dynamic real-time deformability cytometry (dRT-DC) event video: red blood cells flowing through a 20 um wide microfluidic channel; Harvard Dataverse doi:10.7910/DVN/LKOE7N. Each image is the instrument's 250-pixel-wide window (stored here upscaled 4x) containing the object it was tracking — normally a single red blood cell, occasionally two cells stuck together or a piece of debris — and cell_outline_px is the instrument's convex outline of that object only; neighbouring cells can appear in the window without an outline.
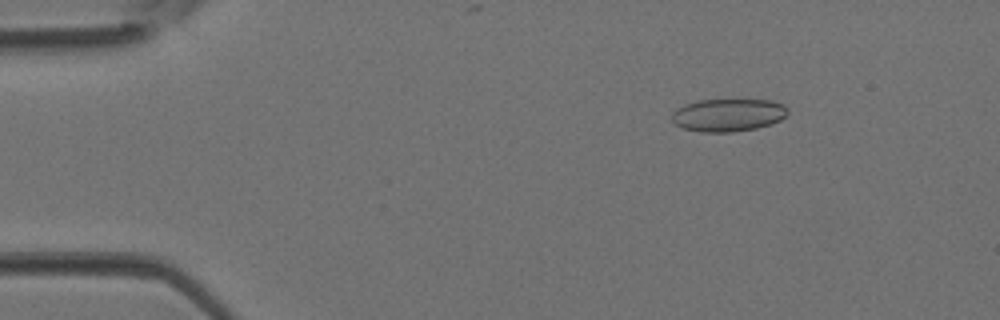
{"species": "Egyptian fruit bat (a non-hibernating species)", "species_latin": "Rousettus aegyptiacus", "temperature_condition": "room temperature", "stored_images_in_passage": 4, "camera_frame_rate_fps": 3000, "um_per_image_px": 0.085, "animal": {"sex": "female"}, "frame": {"image": 1, "passage_image": 2, "time_ms": 0.333, "image_size_px": [1000, 320], "cell_outline_px": [[788, 112], [780, 120], [772, 124], [756, 128], [732, 132], [700, 132], [684, 128], [676, 124], [672, 120], [672, 112], [676, 108], [684, 104], [700, 100], [772, 100], [784, 104], [788, 108]], "centroid_in_image_um": [61.9, 9.77], "position_along_channel_um": 23.1, "area_um2": 22.2}}
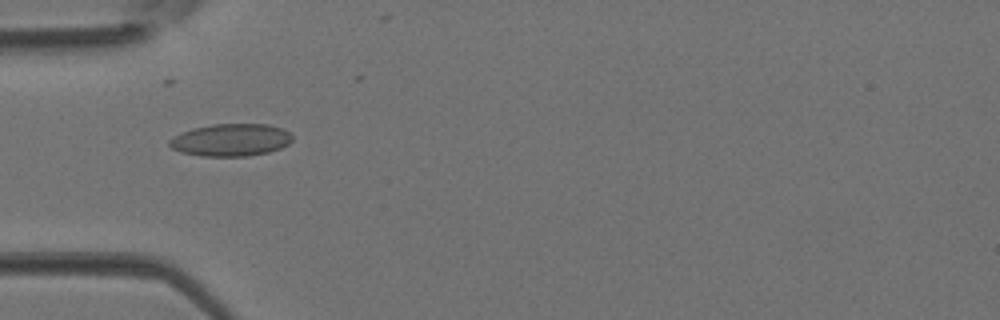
{"frame": {"image": 2, "passage_image": 4, "time_ms": 1.0, "image_size_px": [1000, 320], "cell_outline_px": [[292, 140], [288, 144], [280, 148], [268, 152], [248, 156], [200, 156], [180, 152], [172, 148], [168, 144], [168, 140], [184, 132], [196, 128], [212, 124], [268, 124], [280, 128], [288, 132], [292, 136]], "centroid_in_image_um": [19.63, 11.9], "position_along_channel_um": 65.4, "area_um2": 23.0}}